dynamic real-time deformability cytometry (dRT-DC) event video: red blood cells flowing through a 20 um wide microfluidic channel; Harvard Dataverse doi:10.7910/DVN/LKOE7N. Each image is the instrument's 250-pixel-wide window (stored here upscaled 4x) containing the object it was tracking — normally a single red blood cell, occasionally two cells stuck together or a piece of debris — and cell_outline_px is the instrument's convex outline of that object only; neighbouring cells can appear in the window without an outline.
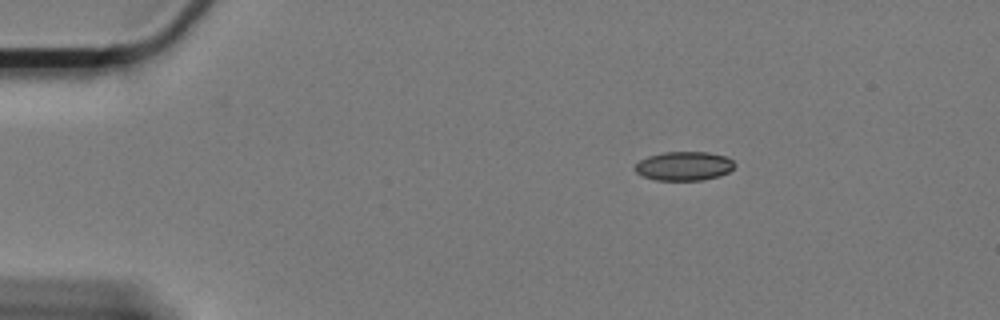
{"species": "Egyptian fruit bat (a non-hibernating species)", "species_latin": "Rousettus aegyptiacus", "temperature_condition": "cold", "stored_images_in_passage": 52, "camera_frame_rate_fps": 3000, "um_per_image_px": 0.085, "animal": {"sex": "female"}, "frame": {"image": 1, "passage_image": 1, "time_ms": 0.0, "image_size_px": [1000, 320], "cell_outline_px": [[736, 164], [728, 172], [720, 176], [704, 180], [656, 180], [644, 176], [636, 172], [632, 168], [640, 160], [648, 156], [664, 152], [708, 152], [724, 156], [732, 160]], "centroid_in_image_um": [58.13, 14.11], "position_along_channel_um": 26.9, "area_um2": 16.82}}
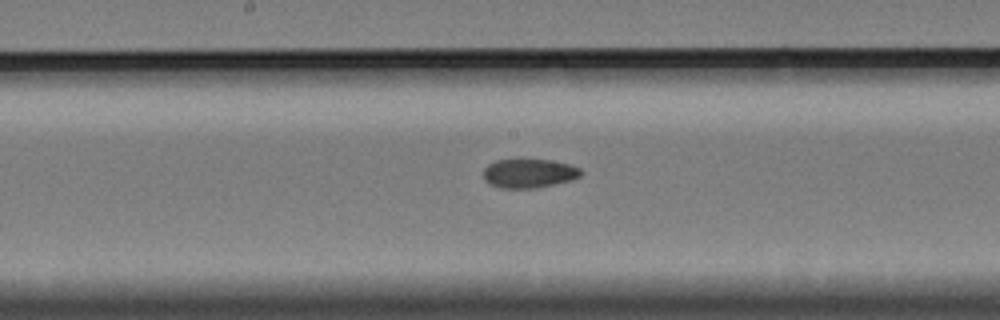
{"frame": {"image": 2, "passage_image": 23, "time_ms": 7.333, "image_size_px": [1000, 320], "cell_outline_px": [[584, 172], [580, 176], [568, 180], [536, 188], [500, 188], [488, 184], [484, 180], [484, 168], [488, 164], [496, 160], [516, 156], [520, 156], [552, 160], [568, 164], [580, 168]], "centroid_in_image_um": [44.9, 14.67], "position_along_channel_um": 203.3, "area_um2": 17.22}}
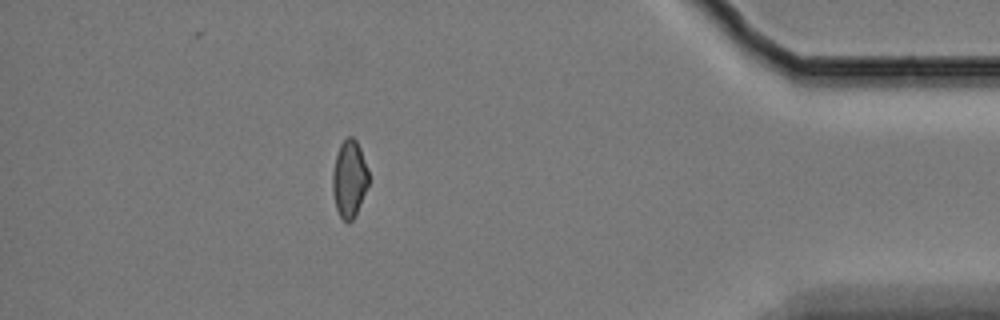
{"frame": {"image": 3, "passage_image": 45, "time_ms": 14.667, "image_size_px": [1000, 320], "cell_outline_px": [[368, 184], [360, 204], [352, 220], [348, 224], [340, 216], [336, 208], [332, 188], [332, 172], [336, 156], [340, 144], [348, 136], [352, 136], [356, 140], [360, 148], [368, 168]], "centroid_in_image_um": [29.68, 15.18], "position_along_channel_um": 405.5, "area_um2": 16.07}, "authors_computed_cell_mechanics": {"area_um2": 17.0221, "velocity_mm_per_s": 3.316, "shape_relaxation_time_tau1_ms": null, "shape_relaxation_time_tau2_ms": 9.2442, "deformation_change_tau1": null, "deformation_change_tau2": 0.1254}}